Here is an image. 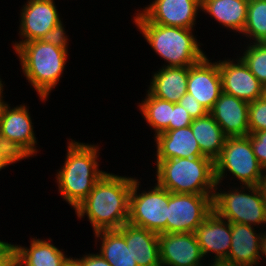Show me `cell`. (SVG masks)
<instances>
[{"label": "cell", "mask_w": 266, "mask_h": 266, "mask_svg": "<svg viewBox=\"0 0 266 266\" xmlns=\"http://www.w3.org/2000/svg\"><path fill=\"white\" fill-rule=\"evenodd\" d=\"M248 126L250 134L266 131V102L257 99L249 102Z\"/></svg>", "instance_id": "f1b7e54d"}, {"label": "cell", "mask_w": 266, "mask_h": 266, "mask_svg": "<svg viewBox=\"0 0 266 266\" xmlns=\"http://www.w3.org/2000/svg\"><path fill=\"white\" fill-rule=\"evenodd\" d=\"M134 178L129 197L128 223L157 234L166 233L169 191L156 183L153 189L138 194Z\"/></svg>", "instance_id": "ba28073f"}, {"label": "cell", "mask_w": 266, "mask_h": 266, "mask_svg": "<svg viewBox=\"0 0 266 266\" xmlns=\"http://www.w3.org/2000/svg\"><path fill=\"white\" fill-rule=\"evenodd\" d=\"M134 22L153 50L165 61L167 67L192 66L206 55L192 34L193 29L159 25L149 22L140 12Z\"/></svg>", "instance_id": "3957f363"}, {"label": "cell", "mask_w": 266, "mask_h": 266, "mask_svg": "<svg viewBox=\"0 0 266 266\" xmlns=\"http://www.w3.org/2000/svg\"><path fill=\"white\" fill-rule=\"evenodd\" d=\"M20 64L28 82L38 92L41 100H47L63 74L68 50L40 40L14 44Z\"/></svg>", "instance_id": "5b68a950"}, {"label": "cell", "mask_w": 266, "mask_h": 266, "mask_svg": "<svg viewBox=\"0 0 266 266\" xmlns=\"http://www.w3.org/2000/svg\"><path fill=\"white\" fill-rule=\"evenodd\" d=\"M227 221V222H226ZM203 256L212 252L215 259H226L231 247V222L214 210L194 232Z\"/></svg>", "instance_id": "e0dca14e"}, {"label": "cell", "mask_w": 266, "mask_h": 266, "mask_svg": "<svg viewBox=\"0 0 266 266\" xmlns=\"http://www.w3.org/2000/svg\"><path fill=\"white\" fill-rule=\"evenodd\" d=\"M193 119L179 103H173L169 130L185 128L191 125Z\"/></svg>", "instance_id": "1f68e13d"}, {"label": "cell", "mask_w": 266, "mask_h": 266, "mask_svg": "<svg viewBox=\"0 0 266 266\" xmlns=\"http://www.w3.org/2000/svg\"><path fill=\"white\" fill-rule=\"evenodd\" d=\"M21 11L19 33L24 40L15 44L40 40L46 32L61 22L54 0H28Z\"/></svg>", "instance_id": "5bb4252c"}, {"label": "cell", "mask_w": 266, "mask_h": 266, "mask_svg": "<svg viewBox=\"0 0 266 266\" xmlns=\"http://www.w3.org/2000/svg\"><path fill=\"white\" fill-rule=\"evenodd\" d=\"M257 187L261 193L262 199L266 206V169L264 170L262 177L259 180V183L257 184Z\"/></svg>", "instance_id": "8d00e7d4"}, {"label": "cell", "mask_w": 266, "mask_h": 266, "mask_svg": "<svg viewBox=\"0 0 266 266\" xmlns=\"http://www.w3.org/2000/svg\"><path fill=\"white\" fill-rule=\"evenodd\" d=\"M216 190L225 172H231L244 186H257L264 172L247 136L227 137L219 157L214 161Z\"/></svg>", "instance_id": "8992f818"}, {"label": "cell", "mask_w": 266, "mask_h": 266, "mask_svg": "<svg viewBox=\"0 0 266 266\" xmlns=\"http://www.w3.org/2000/svg\"><path fill=\"white\" fill-rule=\"evenodd\" d=\"M146 98L139 106L141 114L149 126L155 130V136L168 131L172 116L173 103L159 99L147 91Z\"/></svg>", "instance_id": "484cf974"}, {"label": "cell", "mask_w": 266, "mask_h": 266, "mask_svg": "<svg viewBox=\"0 0 266 266\" xmlns=\"http://www.w3.org/2000/svg\"><path fill=\"white\" fill-rule=\"evenodd\" d=\"M4 243H5V242H3V241L0 240V247H1Z\"/></svg>", "instance_id": "7bdbcfd3"}, {"label": "cell", "mask_w": 266, "mask_h": 266, "mask_svg": "<svg viewBox=\"0 0 266 266\" xmlns=\"http://www.w3.org/2000/svg\"><path fill=\"white\" fill-rule=\"evenodd\" d=\"M64 266H80V264L75 260V258L73 259L71 257Z\"/></svg>", "instance_id": "60d3db41"}, {"label": "cell", "mask_w": 266, "mask_h": 266, "mask_svg": "<svg viewBox=\"0 0 266 266\" xmlns=\"http://www.w3.org/2000/svg\"><path fill=\"white\" fill-rule=\"evenodd\" d=\"M228 192L215 191L213 210L223 219L246 225L266 224V206L257 186H245ZM262 223V224H261Z\"/></svg>", "instance_id": "52a82bcc"}, {"label": "cell", "mask_w": 266, "mask_h": 266, "mask_svg": "<svg viewBox=\"0 0 266 266\" xmlns=\"http://www.w3.org/2000/svg\"><path fill=\"white\" fill-rule=\"evenodd\" d=\"M17 266H64L70 259L47 240L32 239L30 248L13 245Z\"/></svg>", "instance_id": "7402d4cb"}, {"label": "cell", "mask_w": 266, "mask_h": 266, "mask_svg": "<svg viewBox=\"0 0 266 266\" xmlns=\"http://www.w3.org/2000/svg\"><path fill=\"white\" fill-rule=\"evenodd\" d=\"M189 66L167 67L154 73L149 92L162 100L172 103L178 101L187 93Z\"/></svg>", "instance_id": "44dd1931"}, {"label": "cell", "mask_w": 266, "mask_h": 266, "mask_svg": "<svg viewBox=\"0 0 266 266\" xmlns=\"http://www.w3.org/2000/svg\"><path fill=\"white\" fill-rule=\"evenodd\" d=\"M260 99L266 102V84L262 85Z\"/></svg>", "instance_id": "ab89813d"}, {"label": "cell", "mask_w": 266, "mask_h": 266, "mask_svg": "<svg viewBox=\"0 0 266 266\" xmlns=\"http://www.w3.org/2000/svg\"><path fill=\"white\" fill-rule=\"evenodd\" d=\"M187 92L209 112L223 92L218 62L212 63L205 56L189 66Z\"/></svg>", "instance_id": "4fadbf2b"}, {"label": "cell", "mask_w": 266, "mask_h": 266, "mask_svg": "<svg viewBox=\"0 0 266 266\" xmlns=\"http://www.w3.org/2000/svg\"><path fill=\"white\" fill-rule=\"evenodd\" d=\"M156 161L174 158L205 157L190 126L162 132L155 136Z\"/></svg>", "instance_id": "d6986e66"}, {"label": "cell", "mask_w": 266, "mask_h": 266, "mask_svg": "<svg viewBox=\"0 0 266 266\" xmlns=\"http://www.w3.org/2000/svg\"><path fill=\"white\" fill-rule=\"evenodd\" d=\"M251 141L253 152L261 164L266 169V131L253 132L247 136Z\"/></svg>", "instance_id": "f546056e"}, {"label": "cell", "mask_w": 266, "mask_h": 266, "mask_svg": "<svg viewBox=\"0 0 266 266\" xmlns=\"http://www.w3.org/2000/svg\"><path fill=\"white\" fill-rule=\"evenodd\" d=\"M117 230L124 236L138 266H161L159 234L128 222Z\"/></svg>", "instance_id": "ac0fdd59"}, {"label": "cell", "mask_w": 266, "mask_h": 266, "mask_svg": "<svg viewBox=\"0 0 266 266\" xmlns=\"http://www.w3.org/2000/svg\"><path fill=\"white\" fill-rule=\"evenodd\" d=\"M209 113L227 137L248 136L249 102L222 92Z\"/></svg>", "instance_id": "2e32d148"}, {"label": "cell", "mask_w": 266, "mask_h": 266, "mask_svg": "<svg viewBox=\"0 0 266 266\" xmlns=\"http://www.w3.org/2000/svg\"><path fill=\"white\" fill-rule=\"evenodd\" d=\"M211 266H241L227 259H213Z\"/></svg>", "instance_id": "74e56055"}, {"label": "cell", "mask_w": 266, "mask_h": 266, "mask_svg": "<svg viewBox=\"0 0 266 266\" xmlns=\"http://www.w3.org/2000/svg\"><path fill=\"white\" fill-rule=\"evenodd\" d=\"M201 0H155L140 13L151 23L192 29Z\"/></svg>", "instance_id": "8fae6325"}, {"label": "cell", "mask_w": 266, "mask_h": 266, "mask_svg": "<svg viewBox=\"0 0 266 266\" xmlns=\"http://www.w3.org/2000/svg\"><path fill=\"white\" fill-rule=\"evenodd\" d=\"M157 184L171 193L214 195V161L208 157L156 161Z\"/></svg>", "instance_id": "277c9868"}, {"label": "cell", "mask_w": 266, "mask_h": 266, "mask_svg": "<svg viewBox=\"0 0 266 266\" xmlns=\"http://www.w3.org/2000/svg\"><path fill=\"white\" fill-rule=\"evenodd\" d=\"M67 148L64 166L57 172L56 180L60 195L76 209L106 172L98 169V146L71 140Z\"/></svg>", "instance_id": "7a4b0ae2"}, {"label": "cell", "mask_w": 266, "mask_h": 266, "mask_svg": "<svg viewBox=\"0 0 266 266\" xmlns=\"http://www.w3.org/2000/svg\"><path fill=\"white\" fill-rule=\"evenodd\" d=\"M266 232V231H265ZM261 245H260V255L263 253L266 256V233H262Z\"/></svg>", "instance_id": "f35d334b"}, {"label": "cell", "mask_w": 266, "mask_h": 266, "mask_svg": "<svg viewBox=\"0 0 266 266\" xmlns=\"http://www.w3.org/2000/svg\"><path fill=\"white\" fill-rule=\"evenodd\" d=\"M8 105L0 103V139L23 160L37 153L32 120L25 104Z\"/></svg>", "instance_id": "30bf717a"}, {"label": "cell", "mask_w": 266, "mask_h": 266, "mask_svg": "<svg viewBox=\"0 0 266 266\" xmlns=\"http://www.w3.org/2000/svg\"><path fill=\"white\" fill-rule=\"evenodd\" d=\"M96 238H102L100 255L108 261L111 266H138L132 258L124 236L117 230H100L94 232Z\"/></svg>", "instance_id": "d4e9b609"}, {"label": "cell", "mask_w": 266, "mask_h": 266, "mask_svg": "<svg viewBox=\"0 0 266 266\" xmlns=\"http://www.w3.org/2000/svg\"><path fill=\"white\" fill-rule=\"evenodd\" d=\"M75 260L80 266H111L100 254H88Z\"/></svg>", "instance_id": "e575fe53"}, {"label": "cell", "mask_w": 266, "mask_h": 266, "mask_svg": "<svg viewBox=\"0 0 266 266\" xmlns=\"http://www.w3.org/2000/svg\"><path fill=\"white\" fill-rule=\"evenodd\" d=\"M178 103L190 114L192 119L206 116L209 112L201 105L194 96L188 92L178 101Z\"/></svg>", "instance_id": "d6a6232c"}, {"label": "cell", "mask_w": 266, "mask_h": 266, "mask_svg": "<svg viewBox=\"0 0 266 266\" xmlns=\"http://www.w3.org/2000/svg\"><path fill=\"white\" fill-rule=\"evenodd\" d=\"M213 197L169 192L166 233H194L213 212Z\"/></svg>", "instance_id": "9c48e42d"}, {"label": "cell", "mask_w": 266, "mask_h": 266, "mask_svg": "<svg viewBox=\"0 0 266 266\" xmlns=\"http://www.w3.org/2000/svg\"><path fill=\"white\" fill-rule=\"evenodd\" d=\"M134 178L105 173L76 207L79 218L87 214L94 232L120 229L128 222L129 197Z\"/></svg>", "instance_id": "6da1fadb"}, {"label": "cell", "mask_w": 266, "mask_h": 266, "mask_svg": "<svg viewBox=\"0 0 266 266\" xmlns=\"http://www.w3.org/2000/svg\"><path fill=\"white\" fill-rule=\"evenodd\" d=\"M218 67L223 92L247 102L260 99L262 84L241 58L237 63L219 60Z\"/></svg>", "instance_id": "9a60e30c"}, {"label": "cell", "mask_w": 266, "mask_h": 266, "mask_svg": "<svg viewBox=\"0 0 266 266\" xmlns=\"http://www.w3.org/2000/svg\"><path fill=\"white\" fill-rule=\"evenodd\" d=\"M250 225L231 222V247L227 260L241 266L259 264L262 233L256 234Z\"/></svg>", "instance_id": "ffe728a7"}, {"label": "cell", "mask_w": 266, "mask_h": 266, "mask_svg": "<svg viewBox=\"0 0 266 266\" xmlns=\"http://www.w3.org/2000/svg\"><path fill=\"white\" fill-rule=\"evenodd\" d=\"M161 266H200L204 257L195 233L159 234Z\"/></svg>", "instance_id": "7c38bea8"}, {"label": "cell", "mask_w": 266, "mask_h": 266, "mask_svg": "<svg viewBox=\"0 0 266 266\" xmlns=\"http://www.w3.org/2000/svg\"><path fill=\"white\" fill-rule=\"evenodd\" d=\"M190 127L201 153L215 161L224 147L227 136L214 117L208 113L204 117L193 119Z\"/></svg>", "instance_id": "cb8c5ba5"}, {"label": "cell", "mask_w": 266, "mask_h": 266, "mask_svg": "<svg viewBox=\"0 0 266 266\" xmlns=\"http://www.w3.org/2000/svg\"><path fill=\"white\" fill-rule=\"evenodd\" d=\"M250 43L240 58L249 67L252 74L266 84V42Z\"/></svg>", "instance_id": "83f0119b"}, {"label": "cell", "mask_w": 266, "mask_h": 266, "mask_svg": "<svg viewBox=\"0 0 266 266\" xmlns=\"http://www.w3.org/2000/svg\"><path fill=\"white\" fill-rule=\"evenodd\" d=\"M64 27L62 22L58 23L56 26H54L51 30L46 32L41 38L40 41L44 43H50L54 46H57L62 49L67 50V36L65 35Z\"/></svg>", "instance_id": "4dcf8cb0"}, {"label": "cell", "mask_w": 266, "mask_h": 266, "mask_svg": "<svg viewBox=\"0 0 266 266\" xmlns=\"http://www.w3.org/2000/svg\"><path fill=\"white\" fill-rule=\"evenodd\" d=\"M14 264L13 244L5 242L0 247V266H12Z\"/></svg>", "instance_id": "d590c367"}, {"label": "cell", "mask_w": 266, "mask_h": 266, "mask_svg": "<svg viewBox=\"0 0 266 266\" xmlns=\"http://www.w3.org/2000/svg\"><path fill=\"white\" fill-rule=\"evenodd\" d=\"M249 0H201V10L226 28L242 33Z\"/></svg>", "instance_id": "603a6c76"}, {"label": "cell", "mask_w": 266, "mask_h": 266, "mask_svg": "<svg viewBox=\"0 0 266 266\" xmlns=\"http://www.w3.org/2000/svg\"><path fill=\"white\" fill-rule=\"evenodd\" d=\"M256 42H266V0H249L245 28L242 32Z\"/></svg>", "instance_id": "4316f807"}, {"label": "cell", "mask_w": 266, "mask_h": 266, "mask_svg": "<svg viewBox=\"0 0 266 266\" xmlns=\"http://www.w3.org/2000/svg\"><path fill=\"white\" fill-rule=\"evenodd\" d=\"M3 91V84H2V81H1V78H0V103L3 102V99H2V92Z\"/></svg>", "instance_id": "b9f144b4"}, {"label": "cell", "mask_w": 266, "mask_h": 266, "mask_svg": "<svg viewBox=\"0 0 266 266\" xmlns=\"http://www.w3.org/2000/svg\"><path fill=\"white\" fill-rule=\"evenodd\" d=\"M19 160L22 159L0 139V171Z\"/></svg>", "instance_id": "836d02e7"}]
</instances>
